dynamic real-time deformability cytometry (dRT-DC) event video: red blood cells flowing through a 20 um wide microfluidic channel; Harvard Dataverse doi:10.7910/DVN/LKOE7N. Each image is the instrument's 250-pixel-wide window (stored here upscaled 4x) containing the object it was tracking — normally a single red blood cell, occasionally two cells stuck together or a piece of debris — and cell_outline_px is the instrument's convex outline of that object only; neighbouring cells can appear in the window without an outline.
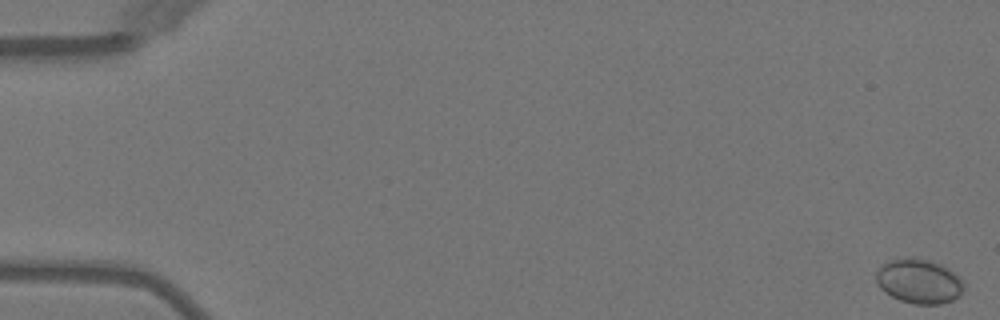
{"species": "Egyptian fruit bat (a non-hibernating species)", "species_latin": "Rousettus aegyptiacus", "temperature_condition": "warm", "stored_images_in_passage": 6, "camera_frame_rate_fps": 3000, "um_per_image_px": 0.085, "animal": {"sex": "female"}, "frame": {"image": 1, "passage_image": 1, "time_ms": 0.0, "image_size_px": [1000, 320], "cell_outline_px": [[964, 288], [952, 300], [940, 304], [912, 304], [900, 300], [884, 292], [876, 284], [876, 272], [884, 264], [892, 260], [928, 260], [940, 264], [948, 268], [964, 280]], "centroid_in_image_um": [78.12, 23.95], "position_along_channel_um": 6.9, "area_um2": 22.2}}
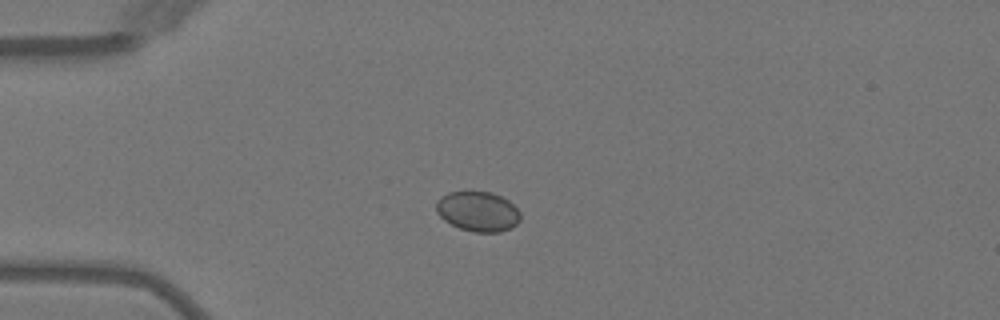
{"frame": {"image": 2, "passage_image": 4, "time_ms": 4.333, "image_size_px": [1000, 320], "cell_outline_px": [[520, 220], [512, 228], [500, 232], [472, 232], [460, 228], [444, 220], [436, 212], [436, 200], [440, 196], [448, 192], [492, 192], [508, 200], [520, 212]], "centroid_in_image_um": [40.61, 17.97], "position_along_channel_um": 44.4, "area_um2": 19.65}}
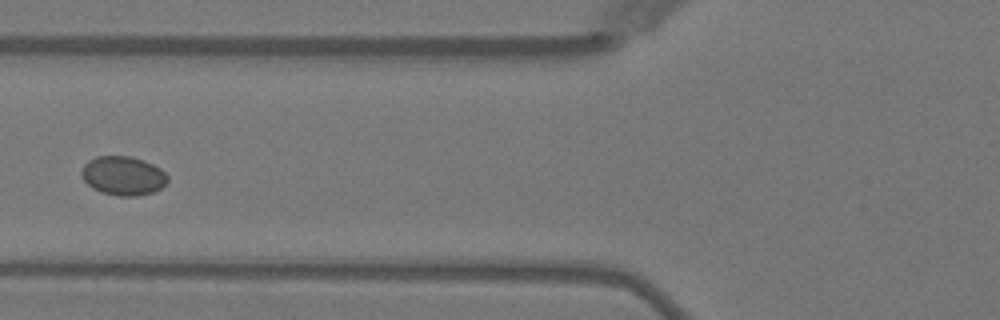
{"frame": {"image": 3, "passage_image": 6, "time_ms": 6.667, "image_size_px": [1000, 320], "cell_outline_px": [[168, 180], [160, 188], [152, 192], [136, 196], [120, 196], [100, 192], [92, 188], [84, 180], [80, 172], [84, 164], [88, 160], [96, 156], [132, 156], [144, 160], [160, 168], [168, 176]], "centroid_in_image_um": [10.44, 14.93], "position_along_channel_um": 115.4, "area_um2": 19.59}}